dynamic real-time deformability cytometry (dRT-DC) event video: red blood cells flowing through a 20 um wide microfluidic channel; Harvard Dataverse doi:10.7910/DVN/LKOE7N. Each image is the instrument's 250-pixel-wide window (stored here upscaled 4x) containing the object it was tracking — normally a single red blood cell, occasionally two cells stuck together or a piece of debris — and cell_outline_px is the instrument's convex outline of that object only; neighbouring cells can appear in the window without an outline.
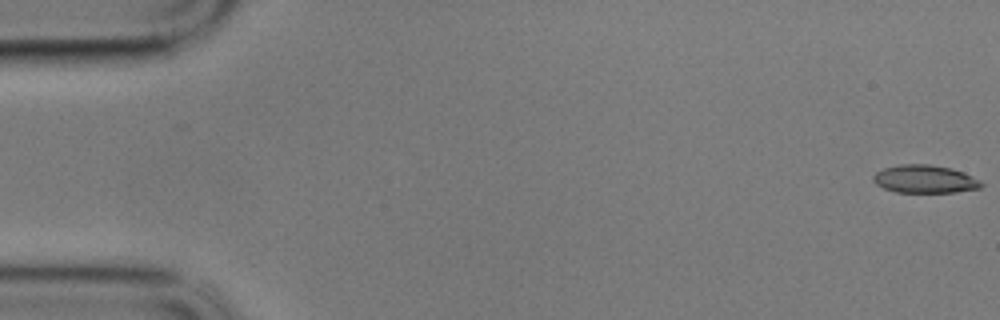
{"species": "common noctule bat (a hibernating species)", "species_latin": "Nyctalus noctula", "temperature_condition": "cold", "stored_images_in_passage": 59, "camera_frame_rate_fps": 3000, "um_per_image_px": 0.085, "animal": {"sex": "male", "body_mass_g": 17.9}, "frame": {"image": 1, "passage_image": 1, "time_ms": 0.0, "image_size_px": [1000, 320], "cell_outline_px": [[984, 184], [980, 188], [956, 192], [896, 192], [884, 188], [876, 184], [872, 180], [872, 176], [876, 172], [884, 168], [900, 164], [928, 164], [952, 168], [964, 172], [980, 180]], "centroid_in_image_um": [78.61, 15.22], "position_along_channel_um": 6.4, "area_um2": 17.69}}
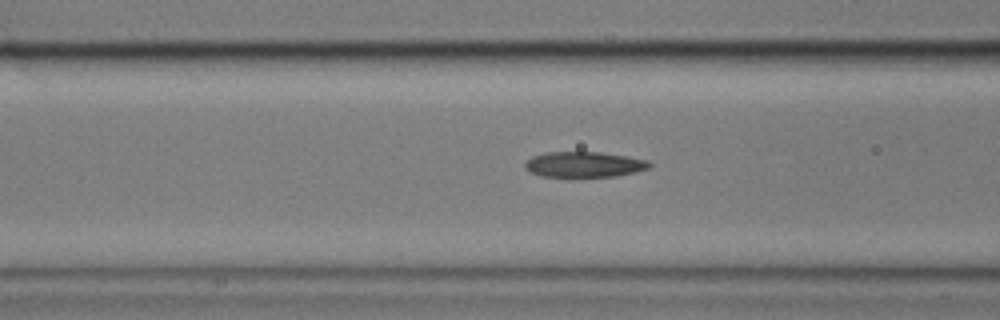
{"frame": {"image": 2, "passage_image": 23, "time_ms": 7.333, "image_size_px": [1000, 320], "cell_outline_px": [[652, 164], [648, 168], [636, 172], [616, 176], [572, 180], [568, 180], [540, 176], [524, 168], [524, 164], [532, 156], [548, 152], [600, 152], [628, 156], [648, 160]], "centroid_in_image_um": [49.63, 14.03], "position_along_channel_um": 117.0, "area_um2": 19.54}}
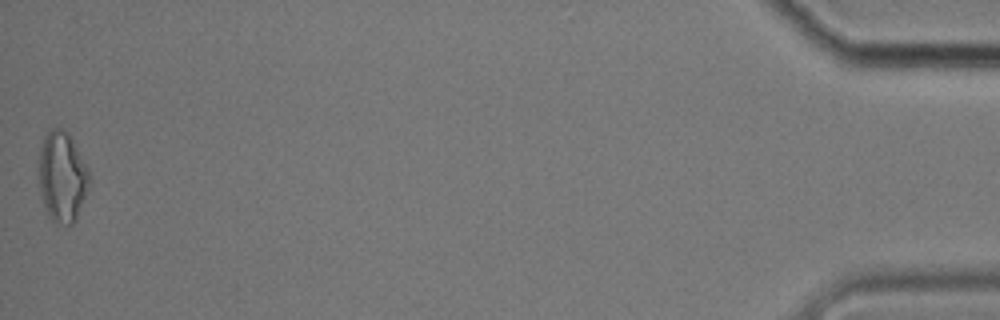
{"frame": {"image": 3, "passage_image": 59, "time_ms": 19.333, "image_size_px": [1000, 320], "cell_outline_px": [[88, 192], [76, 220], [72, 224], [56, 224], [48, 216], [44, 204], [40, 188], [40, 148], [44, 136], [52, 128], [60, 128], [68, 132], [88, 168]], "centroid_in_image_um": [5.3, 15.05], "position_along_channel_um": 429.9, "area_um2": 26.3}, "authors_computed_cell_mechanics": {"area_um2": 18.9584, "velocity_mm_per_s": 3.3927, "shape_relaxation_time_tau1_ms": 5.4302, "shape_relaxation_time_tau2_ms": 3.387, "deformation_change_tau1": 0.1582, "deformation_change_tau2": 0.1172}}